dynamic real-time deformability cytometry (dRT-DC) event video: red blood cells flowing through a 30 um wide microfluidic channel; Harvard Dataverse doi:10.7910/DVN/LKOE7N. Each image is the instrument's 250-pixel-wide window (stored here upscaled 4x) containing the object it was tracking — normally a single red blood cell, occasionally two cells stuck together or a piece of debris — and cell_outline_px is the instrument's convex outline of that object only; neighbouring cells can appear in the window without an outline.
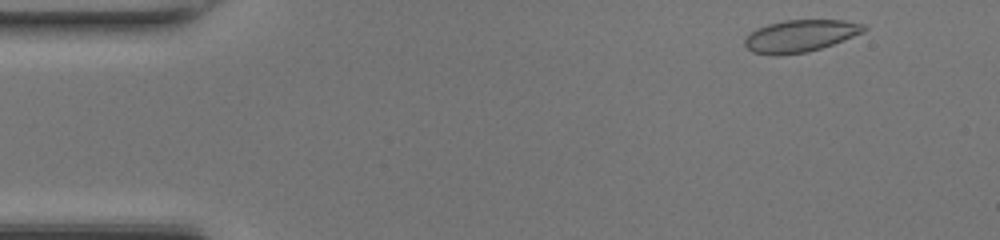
{"species": "common noctule bat (a hibernating species)", "species_latin": "Nyctalus noctula", "temperature_condition": "room temperature", "stored_images_in_passage": 11, "camera_frame_rate_fps": 3000, "um_per_image_px": 0.085, "animal": {"sex": "female", "body_mass_g": 17.0, "forearm_length_mm": 48.0}, "frame": {"image": 1, "passage_image": 2, "time_ms": 0.333, "image_size_px": [1000, 240], "cell_outline_px": [[868, 28], [864, 32], [832, 44], [808, 52], [780, 56], [776, 56], [752, 52], [744, 44], [744, 40], [756, 28], [768, 24], [784, 20], [844, 20], [864, 24]], "centroid_in_image_um": [68.02, 3.06], "position_along_channel_um": 17.0, "area_um2": 22.31}}